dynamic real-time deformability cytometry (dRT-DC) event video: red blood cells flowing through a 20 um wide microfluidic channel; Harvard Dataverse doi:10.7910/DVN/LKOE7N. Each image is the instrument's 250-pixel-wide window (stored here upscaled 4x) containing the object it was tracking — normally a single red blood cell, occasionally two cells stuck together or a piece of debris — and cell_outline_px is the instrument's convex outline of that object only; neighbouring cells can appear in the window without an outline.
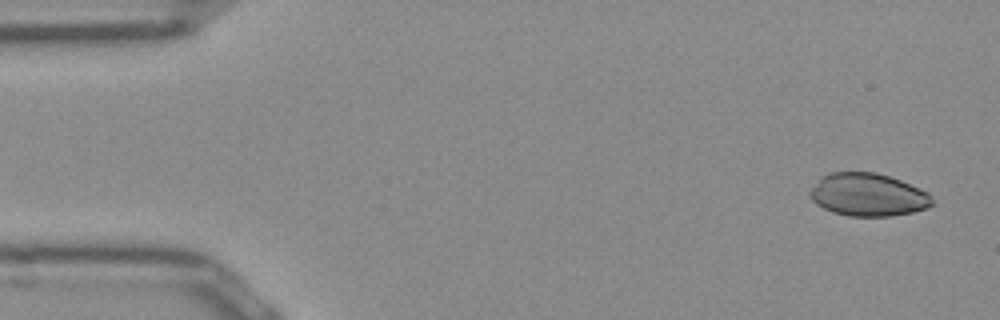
{"species": "Egyptian fruit bat (a non-hibernating species)", "species_latin": "Rousettus aegyptiacus", "temperature_condition": "room temperature", "stored_images_in_passage": 50, "camera_frame_rate_fps": 3000, "um_per_image_px": 0.085, "frame": {"image": 1, "passage_image": 2, "time_ms": 0.333, "image_size_px": [1000, 320], "cell_outline_px": [[932, 204], [924, 208], [912, 212], [892, 216], [848, 216], [832, 212], [816, 204], [812, 200], [808, 192], [820, 176], [828, 172], [876, 172], [900, 180], [928, 192], [932, 196]], "centroid_in_image_um": [73.73, 16.55], "position_along_channel_um": 11.3, "area_um2": 30.58}}
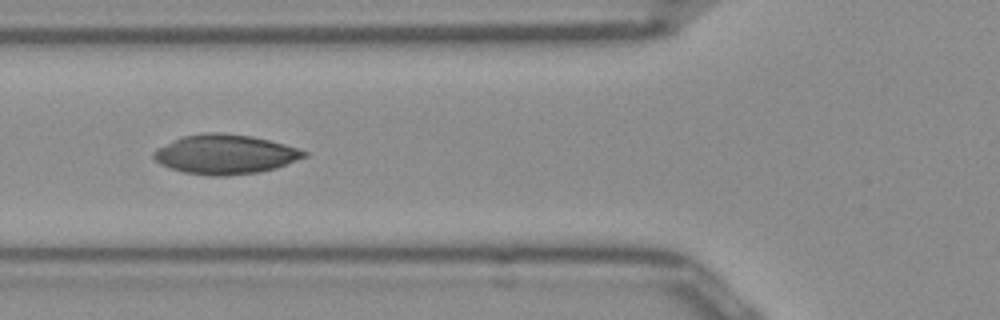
{"frame": {"image": 2, "passage_image": 18, "time_ms": 5.667, "image_size_px": [1000, 320], "cell_outline_px": [[308, 156], [276, 168], [260, 172], [228, 176], [208, 176], [184, 172], [160, 164], [152, 156], [152, 152], [180, 136], [204, 132], [220, 132], [252, 136], [284, 144], [308, 152]], "centroid_in_image_um": [19.14, 13.11], "position_along_channel_um": 106.7, "area_um2": 34.68}}
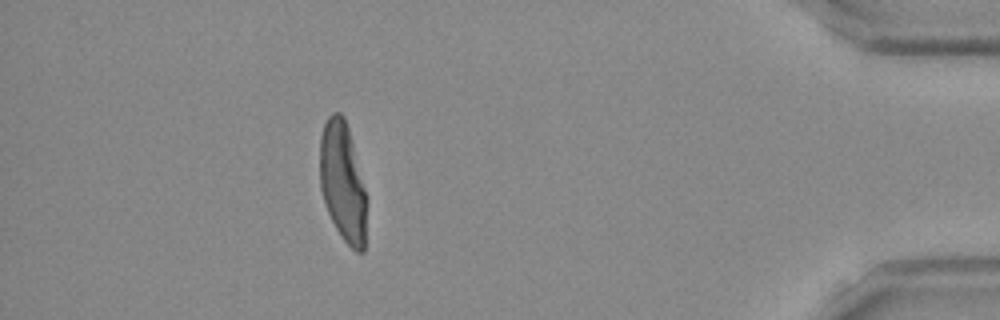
{"frame": {"image": 3, "passage_image": 45, "time_ms": 14.667, "image_size_px": [1000, 320], "cell_outline_px": [[368, 200], [364, 252], [356, 252], [344, 240], [336, 228], [328, 212], [320, 188], [320, 136], [324, 124], [328, 116], [332, 112], [340, 112], [344, 116], [348, 128]], "centroid_in_image_um": [29.14, 15.48], "position_along_channel_um": 406.1, "area_um2": 32.71}}